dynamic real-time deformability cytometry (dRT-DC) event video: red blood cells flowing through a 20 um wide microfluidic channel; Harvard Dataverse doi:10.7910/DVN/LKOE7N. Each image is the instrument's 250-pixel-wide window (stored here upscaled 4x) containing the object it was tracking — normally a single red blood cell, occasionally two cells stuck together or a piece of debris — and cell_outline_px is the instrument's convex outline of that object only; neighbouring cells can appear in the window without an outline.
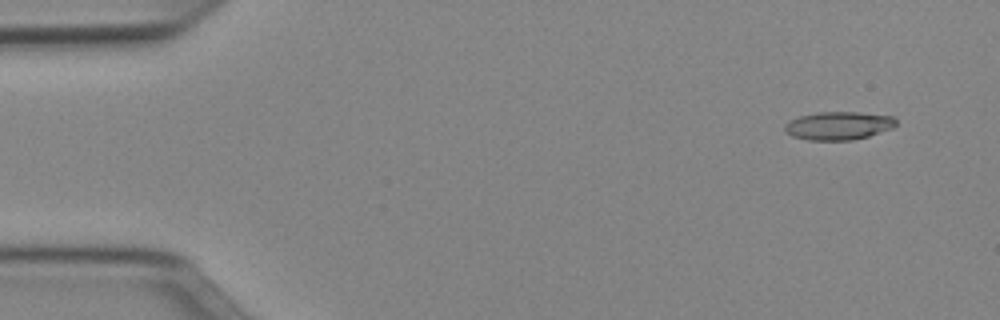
{"species": "Egyptian fruit bat (a non-hibernating species)", "species_latin": "Rousettus aegyptiacus", "temperature_condition": "cold", "stored_images_in_passage": 51, "camera_frame_rate_fps": 3000, "um_per_image_px": 0.085, "animal": {"sex": "female"}, "frame": {"image": 1, "passage_image": 4, "time_ms": 1.0, "image_size_px": [1000, 320], "cell_outline_px": [[896, 124], [892, 128], [868, 136], [852, 140], [808, 140], [792, 136], [784, 132], [784, 124], [800, 116], [816, 112], [860, 112], [892, 116], [896, 120]], "centroid_in_image_um": [71.25, 10.68], "position_along_channel_um": 13.7, "area_um2": 18.26}}
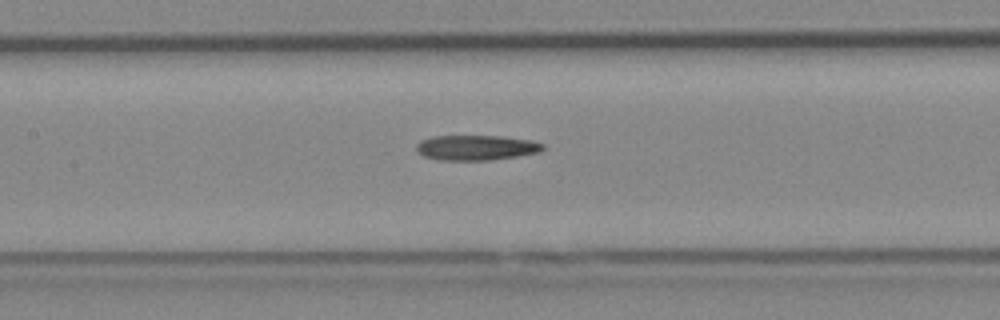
{"frame": {"image": 2, "passage_image": 24, "time_ms": 7.667, "image_size_px": [1000, 320], "cell_outline_px": [[544, 148], [540, 152], [516, 156], [488, 160], [436, 160], [424, 156], [416, 148], [416, 144], [420, 140], [432, 136], [500, 136], [532, 140], [544, 144]], "centroid_in_image_um": [40.47, 12.54], "position_along_channel_um": 166.9, "area_um2": 18.5}}
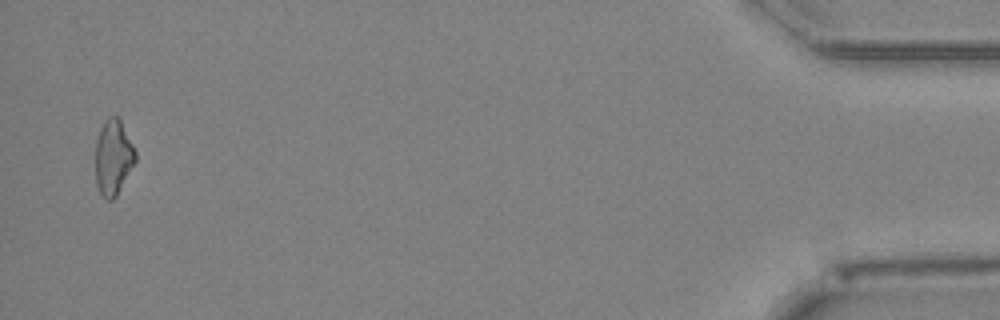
{"frame": {"image": 3, "passage_image": 50, "time_ms": 16.333, "image_size_px": [1000, 320], "cell_outline_px": [[136, 160], [116, 196], [112, 200], [108, 200], [100, 192], [96, 184], [96, 140], [100, 128], [104, 120], [108, 116], [120, 116], [136, 152]], "centroid_in_image_um": [9.63, 13.31], "position_along_channel_um": 425.6, "area_um2": 17.57}}